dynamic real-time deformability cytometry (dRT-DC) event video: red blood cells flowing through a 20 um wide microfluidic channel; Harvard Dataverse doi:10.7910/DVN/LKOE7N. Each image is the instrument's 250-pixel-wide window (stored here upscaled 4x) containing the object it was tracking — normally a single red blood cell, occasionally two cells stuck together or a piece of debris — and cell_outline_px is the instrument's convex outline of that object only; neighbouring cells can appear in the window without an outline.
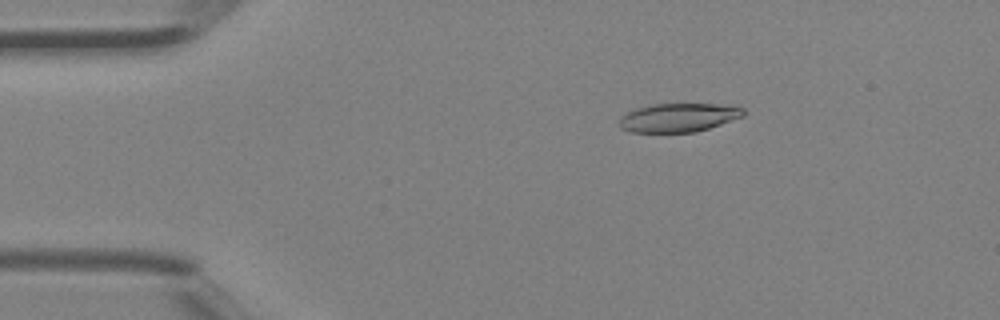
{"species": "Egyptian fruit bat (a non-hibernating species)", "species_latin": "Rousettus aegyptiacus", "temperature_condition": "room temperature", "stored_images_in_passage": 41, "camera_frame_rate_fps": 3000, "um_per_image_px": 0.085, "animal": {"sex": "female"}, "frame": {"image": 1, "passage_image": 8, "time_ms": 2.333, "image_size_px": [1000, 320], "cell_outline_px": [[744, 116], [696, 132], [628, 132], [620, 128], [620, 120], [628, 112], [652, 104], [716, 104], [744, 108]], "centroid_in_image_um": [57.68, 10.0], "position_along_channel_um": 27.3, "area_um2": 20.4}}
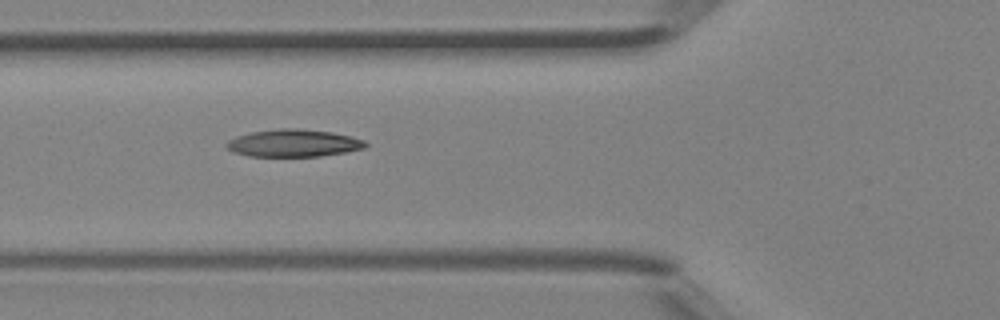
{"frame": {"image": 2, "passage_image": 17, "time_ms": 5.333, "image_size_px": [1000, 320], "cell_outline_px": [[368, 144], [364, 148], [344, 152], [320, 156], [248, 156], [232, 152], [224, 144], [228, 140], [236, 136], [252, 132], [280, 128], [300, 128], [332, 132], [352, 136], [364, 140]], "centroid_in_image_um": [24.94, 12.16], "position_along_channel_um": 100.9, "area_um2": 22.25}}
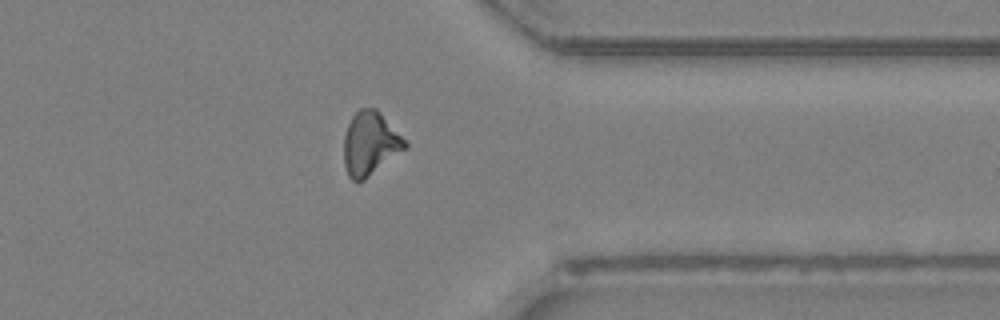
{"frame": {"image": 3, "passage_image": 36, "time_ms": 11.667, "image_size_px": [1000, 320], "cell_outline_px": [[408, 144], [404, 148], [364, 180], [352, 180], [348, 176], [344, 164], [344, 136], [348, 124], [352, 116], [360, 108], [376, 108], [380, 112]], "centroid_in_image_um": [31.41, 12.18], "position_along_channel_um": 380.0, "area_um2": 22.02}, "authors_computed_cell_mechanics": {"area_um2": 21.7906, "velocity_mm_per_s": 4.5211, "shape_relaxation_time_tau1_ms": null, "shape_relaxation_time_tau2_ms": 5.6679, "deformation_change_tau1": null, "deformation_change_tau2": 0.1456}}